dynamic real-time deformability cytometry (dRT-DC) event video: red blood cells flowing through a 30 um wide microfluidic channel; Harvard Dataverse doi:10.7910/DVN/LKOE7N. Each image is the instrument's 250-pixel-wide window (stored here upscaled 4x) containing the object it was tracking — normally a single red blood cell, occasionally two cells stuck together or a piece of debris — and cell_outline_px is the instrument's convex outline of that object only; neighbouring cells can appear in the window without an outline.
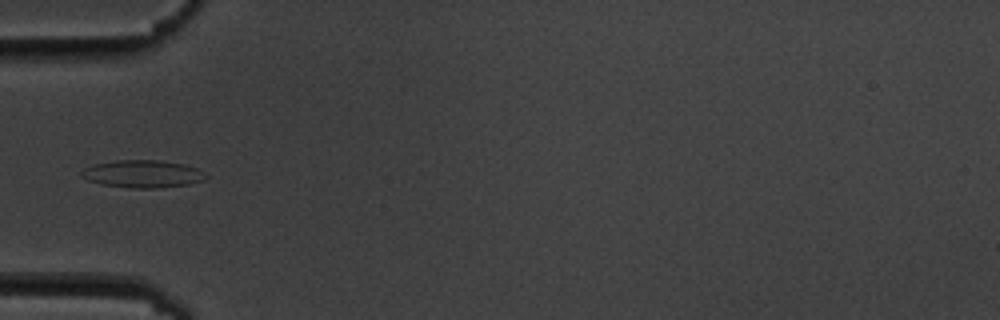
{"species": "common noctule bat (a hibernating species)", "species_latin": "Nyctalus noctula", "temperature_condition": "cold", "stored_images_in_passage": 5, "camera_frame_rate_fps": 3000, "um_per_image_px": 0.085, "animal": {"sex": "male", "body_mass_g": 19.5, "forearm_length_mm": 54.6}, "frame": {"image": 1, "passage_image": 5, "time_ms": 4.333, "image_size_px": [1000, 320], "cell_outline_px": [[208, 176], [204, 180], [188, 184], [160, 188], [128, 188], [100, 184], [88, 180], [80, 176], [80, 172], [84, 168], [92, 164], [116, 160], [156, 160], [184, 164], [196, 168]], "centroid_in_image_um": [12.08, 14.78], "position_along_channel_um": 72.9, "area_um2": 20.06}}